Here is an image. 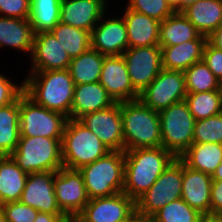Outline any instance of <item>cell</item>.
<instances>
[{
  "label": "cell",
  "instance_id": "74e56055",
  "mask_svg": "<svg viewBox=\"0 0 222 222\" xmlns=\"http://www.w3.org/2000/svg\"><path fill=\"white\" fill-rule=\"evenodd\" d=\"M0 212L7 222H34L39 211L21 201H15L0 205Z\"/></svg>",
  "mask_w": 222,
  "mask_h": 222
},
{
  "label": "cell",
  "instance_id": "5bb4252c",
  "mask_svg": "<svg viewBox=\"0 0 222 222\" xmlns=\"http://www.w3.org/2000/svg\"><path fill=\"white\" fill-rule=\"evenodd\" d=\"M79 121L98 136L111 151H124L121 102H115L109 108L85 114Z\"/></svg>",
  "mask_w": 222,
  "mask_h": 222
},
{
  "label": "cell",
  "instance_id": "277c9868",
  "mask_svg": "<svg viewBox=\"0 0 222 222\" xmlns=\"http://www.w3.org/2000/svg\"><path fill=\"white\" fill-rule=\"evenodd\" d=\"M65 168L79 170L111 150L79 120L68 119L61 142Z\"/></svg>",
  "mask_w": 222,
  "mask_h": 222
},
{
  "label": "cell",
  "instance_id": "b9f144b4",
  "mask_svg": "<svg viewBox=\"0 0 222 222\" xmlns=\"http://www.w3.org/2000/svg\"><path fill=\"white\" fill-rule=\"evenodd\" d=\"M210 196V215L222 216V181H212Z\"/></svg>",
  "mask_w": 222,
  "mask_h": 222
},
{
  "label": "cell",
  "instance_id": "d590c367",
  "mask_svg": "<svg viewBox=\"0 0 222 222\" xmlns=\"http://www.w3.org/2000/svg\"><path fill=\"white\" fill-rule=\"evenodd\" d=\"M192 143L222 144V113L196 120Z\"/></svg>",
  "mask_w": 222,
  "mask_h": 222
},
{
  "label": "cell",
  "instance_id": "1f68e13d",
  "mask_svg": "<svg viewBox=\"0 0 222 222\" xmlns=\"http://www.w3.org/2000/svg\"><path fill=\"white\" fill-rule=\"evenodd\" d=\"M50 32L56 37L71 59L91 48V32L87 30L59 22Z\"/></svg>",
  "mask_w": 222,
  "mask_h": 222
},
{
  "label": "cell",
  "instance_id": "3957f363",
  "mask_svg": "<svg viewBox=\"0 0 222 222\" xmlns=\"http://www.w3.org/2000/svg\"><path fill=\"white\" fill-rule=\"evenodd\" d=\"M124 151L162 146L159 112L140 100L121 102Z\"/></svg>",
  "mask_w": 222,
  "mask_h": 222
},
{
  "label": "cell",
  "instance_id": "8d00e7d4",
  "mask_svg": "<svg viewBox=\"0 0 222 222\" xmlns=\"http://www.w3.org/2000/svg\"><path fill=\"white\" fill-rule=\"evenodd\" d=\"M127 7L162 22L174 13L166 0H129Z\"/></svg>",
  "mask_w": 222,
  "mask_h": 222
},
{
  "label": "cell",
  "instance_id": "f546056e",
  "mask_svg": "<svg viewBox=\"0 0 222 222\" xmlns=\"http://www.w3.org/2000/svg\"><path fill=\"white\" fill-rule=\"evenodd\" d=\"M20 140L19 98L0 107V156H10Z\"/></svg>",
  "mask_w": 222,
  "mask_h": 222
},
{
  "label": "cell",
  "instance_id": "4316f807",
  "mask_svg": "<svg viewBox=\"0 0 222 222\" xmlns=\"http://www.w3.org/2000/svg\"><path fill=\"white\" fill-rule=\"evenodd\" d=\"M179 158L189 168L212 176L222 163V144L192 143Z\"/></svg>",
  "mask_w": 222,
  "mask_h": 222
},
{
  "label": "cell",
  "instance_id": "6da1fadb",
  "mask_svg": "<svg viewBox=\"0 0 222 222\" xmlns=\"http://www.w3.org/2000/svg\"><path fill=\"white\" fill-rule=\"evenodd\" d=\"M125 172L123 192L136 201L176 159L164 147L137 148L124 151Z\"/></svg>",
  "mask_w": 222,
  "mask_h": 222
},
{
  "label": "cell",
  "instance_id": "603a6c76",
  "mask_svg": "<svg viewBox=\"0 0 222 222\" xmlns=\"http://www.w3.org/2000/svg\"><path fill=\"white\" fill-rule=\"evenodd\" d=\"M208 37L200 35L195 40L186 41L174 46H160L162 67L167 70L185 71L203 59V50Z\"/></svg>",
  "mask_w": 222,
  "mask_h": 222
},
{
  "label": "cell",
  "instance_id": "cb8c5ba5",
  "mask_svg": "<svg viewBox=\"0 0 222 222\" xmlns=\"http://www.w3.org/2000/svg\"><path fill=\"white\" fill-rule=\"evenodd\" d=\"M181 13L200 34L209 37L222 24V0H199Z\"/></svg>",
  "mask_w": 222,
  "mask_h": 222
},
{
  "label": "cell",
  "instance_id": "44dd1931",
  "mask_svg": "<svg viewBox=\"0 0 222 222\" xmlns=\"http://www.w3.org/2000/svg\"><path fill=\"white\" fill-rule=\"evenodd\" d=\"M114 103L99 81L75 85L70 119L79 120L85 114L109 108Z\"/></svg>",
  "mask_w": 222,
  "mask_h": 222
},
{
  "label": "cell",
  "instance_id": "8992f818",
  "mask_svg": "<svg viewBox=\"0 0 222 222\" xmlns=\"http://www.w3.org/2000/svg\"><path fill=\"white\" fill-rule=\"evenodd\" d=\"M61 142L62 139L42 136L20 137L10 156L26 173L58 171L64 167Z\"/></svg>",
  "mask_w": 222,
  "mask_h": 222
},
{
  "label": "cell",
  "instance_id": "816d5d0a",
  "mask_svg": "<svg viewBox=\"0 0 222 222\" xmlns=\"http://www.w3.org/2000/svg\"><path fill=\"white\" fill-rule=\"evenodd\" d=\"M0 222H7L4 215L0 212Z\"/></svg>",
  "mask_w": 222,
  "mask_h": 222
},
{
  "label": "cell",
  "instance_id": "ee69618b",
  "mask_svg": "<svg viewBox=\"0 0 222 222\" xmlns=\"http://www.w3.org/2000/svg\"><path fill=\"white\" fill-rule=\"evenodd\" d=\"M208 41L214 47L222 50V24L208 37Z\"/></svg>",
  "mask_w": 222,
  "mask_h": 222
},
{
  "label": "cell",
  "instance_id": "30bf717a",
  "mask_svg": "<svg viewBox=\"0 0 222 222\" xmlns=\"http://www.w3.org/2000/svg\"><path fill=\"white\" fill-rule=\"evenodd\" d=\"M187 95L183 71L162 68L157 77L139 95V100L156 112L184 101Z\"/></svg>",
  "mask_w": 222,
  "mask_h": 222
},
{
  "label": "cell",
  "instance_id": "52a82bcc",
  "mask_svg": "<svg viewBox=\"0 0 222 222\" xmlns=\"http://www.w3.org/2000/svg\"><path fill=\"white\" fill-rule=\"evenodd\" d=\"M162 147L179 158L192 144L195 118L184 101L159 112Z\"/></svg>",
  "mask_w": 222,
  "mask_h": 222
},
{
  "label": "cell",
  "instance_id": "ac0fdd59",
  "mask_svg": "<svg viewBox=\"0 0 222 222\" xmlns=\"http://www.w3.org/2000/svg\"><path fill=\"white\" fill-rule=\"evenodd\" d=\"M106 0H61L59 22L89 32L105 18Z\"/></svg>",
  "mask_w": 222,
  "mask_h": 222
},
{
  "label": "cell",
  "instance_id": "c3c4849f",
  "mask_svg": "<svg viewBox=\"0 0 222 222\" xmlns=\"http://www.w3.org/2000/svg\"><path fill=\"white\" fill-rule=\"evenodd\" d=\"M199 0H180V12L186 9L189 5L196 3Z\"/></svg>",
  "mask_w": 222,
  "mask_h": 222
},
{
  "label": "cell",
  "instance_id": "e0dca14e",
  "mask_svg": "<svg viewBox=\"0 0 222 222\" xmlns=\"http://www.w3.org/2000/svg\"><path fill=\"white\" fill-rule=\"evenodd\" d=\"M30 72L68 69L71 58L51 32L34 34Z\"/></svg>",
  "mask_w": 222,
  "mask_h": 222
},
{
  "label": "cell",
  "instance_id": "4dcf8cb0",
  "mask_svg": "<svg viewBox=\"0 0 222 222\" xmlns=\"http://www.w3.org/2000/svg\"><path fill=\"white\" fill-rule=\"evenodd\" d=\"M61 0H30V16L34 34L50 32L58 23Z\"/></svg>",
  "mask_w": 222,
  "mask_h": 222
},
{
  "label": "cell",
  "instance_id": "83f0119b",
  "mask_svg": "<svg viewBox=\"0 0 222 222\" xmlns=\"http://www.w3.org/2000/svg\"><path fill=\"white\" fill-rule=\"evenodd\" d=\"M200 32L181 13L174 12L160 23L159 46H174L195 40Z\"/></svg>",
  "mask_w": 222,
  "mask_h": 222
},
{
  "label": "cell",
  "instance_id": "4fadbf2b",
  "mask_svg": "<svg viewBox=\"0 0 222 222\" xmlns=\"http://www.w3.org/2000/svg\"><path fill=\"white\" fill-rule=\"evenodd\" d=\"M134 89L140 94L160 73V46L131 47L122 54Z\"/></svg>",
  "mask_w": 222,
  "mask_h": 222
},
{
  "label": "cell",
  "instance_id": "7a4b0ae2",
  "mask_svg": "<svg viewBox=\"0 0 222 222\" xmlns=\"http://www.w3.org/2000/svg\"><path fill=\"white\" fill-rule=\"evenodd\" d=\"M23 82L24 93L37 105L70 119L75 84L68 69L30 72Z\"/></svg>",
  "mask_w": 222,
  "mask_h": 222
},
{
  "label": "cell",
  "instance_id": "f6af8a7d",
  "mask_svg": "<svg viewBox=\"0 0 222 222\" xmlns=\"http://www.w3.org/2000/svg\"><path fill=\"white\" fill-rule=\"evenodd\" d=\"M198 222H222V216L219 215H202Z\"/></svg>",
  "mask_w": 222,
  "mask_h": 222
},
{
  "label": "cell",
  "instance_id": "d6986e66",
  "mask_svg": "<svg viewBox=\"0 0 222 222\" xmlns=\"http://www.w3.org/2000/svg\"><path fill=\"white\" fill-rule=\"evenodd\" d=\"M91 48L105 56L122 55L128 49V35L123 17L99 23L91 31Z\"/></svg>",
  "mask_w": 222,
  "mask_h": 222
},
{
  "label": "cell",
  "instance_id": "f35d334b",
  "mask_svg": "<svg viewBox=\"0 0 222 222\" xmlns=\"http://www.w3.org/2000/svg\"><path fill=\"white\" fill-rule=\"evenodd\" d=\"M0 16L29 19L30 0H0Z\"/></svg>",
  "mask_w": 222,
  "mask_h": 222
},
{
  "label": "cell",
  "instance_id": "836d02e7",
  "mask_svg": "<svg viewBox=\"0 0 222 222\" xmlns=\"http://www.w3.org/2000/svg\"><path fill=\"white\" fill-rule=\"evenodd\" d=\"M186 92L201 93L222 89V83L217 79L207 64L201 60L184 71Z\"/></svg>",
  "mask_w": 222,
  "mask_h": 222
},
{
  "label": "cell",
  "instance_id": "ba28073f",
  "mask_svg": "<svg viewBox=\"0 0 222 222\" xmlns=\"http://www.w3.org/2000/svg\"><path fill=\"white\" fill-rule=\"evenodd\" d=\"M182 196V160L176 158L136 201V216L150 218L167 203Z\"/></svg>",
  "mask_w": 222,
  "mask_h": 222
},
{
  "label": "cell",
  "instance_id": "ab89813d",
  "mask_svg": "<svg viewBox=\"0 0 222 222\" xmlns=\"http://www.w3.org/2000/svg\"><path fill=\"white\" fill-rule=\"evenodd\" d=\"M24 93V82L21 86L15 85L5 75L0 74V107L16 101Z\"/></svg>",
  "mask_w": 222,
  "mask_h": 222
},
{
  "label": "cell",
  "instance_id": "e575fe53",
  "mask_svg": "<svg viewBox=\"0 0 222 222\" xmlns=\"http://www.w3.org/2000/svg\"><path fill=\"white\" fill-rule=\"evenodd\" d=\"M202 216L182 198L167 203L150 218L154 222H198Z\"/></svg>",
  "mask_w": 222,
  "mask_h": 222
},
{
  "label": "cell",
  "instance_id": "484cf974",
  "mask_svg": "<svg viewBox=\"0 0 222 222\" xmlns=\"http://www.w3.org/2000/svg\"><path fill=\"white\" fill-rule=\"evenodd\" d=\"M27 176L11 156H0V205L20 201Z\"/></svg>",
  "mask_w": 222,
  "mask_h": 222
},
{
  "label": "cell",
  "instance_id": "d4e9b609",
  "mask_svg": "<svg viewBox=\"0 0 222 222\" xmlns=\"http://www.w3.org/2000/svg\"><path fill=\"white\" fill-rule=\"evenodd\" d=\"M34 32L28 19L0 16V48L32 52Z\"/></svg>",
  "mask_w": 222,
  "mask_h": 222
},
{
  "label": "cell",
  "instance_id": "9c48e42d",
  "mask_svg": "<svg viewBox=\"0 0 222 222\" xmlns=\"http://www.w3.org/2000/svg\"><path fill=\"white\" fill-rule=\"evenodd\" d=\"M67 120L63 114L37 105L25 93L19 97L20 137L62 139Z\"/></svg>",
  "mask_w": 222,
  "mask_h": 222
},
{
  "label": "cell",
  "instance_id": "f907efd6",
  "mask_svg": "<svg viewBox=\"0 0 222 222\" xmlns=\"http://www.w3.org/2000/svg\"><path fill=\"white\" fill-rule=\"evenodd\" d=\"M62 222H79V220L77 218H66Z\"/></svg>",
  "mask_w": 222,
  "mask_h": 222
},
{
  "label": "cell",
  "instance_id": "7402d4cb",
  "mask_svg": "<svg viewBox=\"0 0 222 222\" xmlns=\"http://www.w3.org/2000/svg\"><path fill=\"white\" fill-rule=\"evenodd\" d=\"M123 19L126 23L128 48L159 46L160 21L127 6Z\"/></svg>",
  "mask_w": 222,
  "mask_h": 222
},
{
  "label": "cell",
  "instance_id": "8fae6325",
  "mask_svg": "<svg viewBox=\"0 0 222 222\" xmlns=\"http://www.w3.org/2000/svg\"><path fill=\"white\" fill-rule=\"evenodd\" d=\"M135 217V201L124 192H119L90 199L76 218L79 222H132Z\"/></svg>",
  "mask_w": 222,
  "mask_h": 222
},
{
  "label": "cell",
  "instance_id": "60d3db41",
  "mask_svg": "<svg viewBox=\"0 0 222 222\" xmlns=\"http://www.w3.org/2000/svg\"><path fill=\"white\" fill-rule=\"evenodd\" d=\"M222 83V50L214 47L209 41L206 42L202 59Z\"/></svg>",
  "mask_w": 222,
  "mask_h": 222
},
{
  "label": "cell",
  "instance_id": "9a60e30c",
  "mask_svg": "<svg viewBox=\"0 0 222 222\" xmlns=\"http://www.w3.org/2000/svg\"><path fill=\"white\" fill-rule=\"evenodd\" d=\"M99 83L114 102L139 100L122 55L104 57Z\"/></svg>",
  "mask_w": 222,
  "mask_h": 222
},
{
  "label": "cell",
  "instance_id": "d6a6232c",
  "mask_svg": "<svg viewBox=\"0 0 222 222\" xmlns=\"http://www.w3.org/2000/svg\"><path fill=\"white\" fill-rule=\"evenodd\" d=\"M185 102L195 120L218 115L222 113V89L201 93H187Z\"/></svg>",
  "mask_w": 222,
  "mask_h": 222
},
{
  "label": "cell",
  "instance_id": "7c38bea8",
  "mask_svg": "<svg viewBox=\"0 0 222 222\" xmlns=\"http://www.w3.org/2000/svg\"><path fill=\"white\" fill-rule=\"evenodd\" d=\"M54 193L59 209L68 218H76L90 200L82 173L65 167L55 173Z\"/></svg>",
  "mask_w": 222,
  "mask_h": 222
},
{
  "label": "cell",
  "instance_id": "7bdbcfd3",
  "mask_svg": "<svg viewBox=\"0 0 222 222\" xmlns=\"http://www.w3.org/2000/svg\"><path fill=\"white\" fill-rule=\"evenodd\" d=\"M68 218L65 214H49L38 212L34 222H62Z\"/></svg>",
  "mask_w": 222,
  "mask_h": 222
},
{
  "label": "cell",
  "instance_id": "681fc988",
  "mask_svg": "<svg viewBox=\"0 0 222 222\" xmlns=\"http://www.w3.org/2000/svg\"><path fill=\"white\" fill-rule=\"evenodd\" d=\"M132 222H154L151 218H142L139 216H136Z\"/></svg>",
  "mask_w": 222,
  "mask_h": 222
},
{
  "label": "cell",
  "instance_id": "2e32d148",
  "mask_svg": "<svg viewBox=\"0 0 222 222\" xmlns=\"http://www.w3.org/2000/svg\"><path fill=\"white\" fill-rule=\"evenodd\" d=\"M57 171L28 173L20 201L39 212L64 214L56 201L54 178Z\"/></svg>",
  "mask_w": 222,
  "mask_h": 222
},
{
  "label": "cell",
  "instance_id": "f1b7e54d",
  "mask_svg": "<svg viewBox=\"0 0 222 222\" xmlns=\"http://www.w3.org/2000/svg\"><path fill=\"white\" fill-rule=\"evenodd\" d=\"M105 55L97 50L88 49L69 63V73L75 85L95 83L100 80Z\"/></svg>",
  "mask_w": 222,
  "mask_h": 222
},
{
  "label": "cell",
  "instance_id": "5b68a950",
  "mask_svg": "<svg viewBox=\"0 0 222 222\" xmlns=\"http://www.w3.org/2000/svg\"><path fill=\"white\" fill-rule=\"evenodd\" d=\"M89 199L107 197L123 192L125 154L110 151L105 156L79 169Z\"/></svg>",
  "mask_w": 222,
  "mask_h": 222
},
{
  "label": "cell",
  "instance_id": "ffe728a7",
  "mask_svg": "<svg viewBox=\"0 0 222 222\" xmlns=\"http://www.w3.org/2000/svg\"><path fill=\"white\" fill-rule=\"evenodd\" d=\"M211 175L189 168L182 161V196L193 209L202 215L210 214Z\"/></svg>",
  "mask_w": 222,
  "mask_h": 222
},
{
  "label": "cell",
  "instance_id": "bcb514c9",
  "mask_svg": "<svg viewBox=\"0 0 222 222\" xmlns=\"http://www.w3.org/2000/svg\"><path fill=\"white\" fill-rule=\"evenodd\" d=\"M211 177L212 180L222 181V163L217 167Z\"/></svg>",
  "mask_w": 222,
  "mask_h": 222
},
{
  "label": "cell",
  "instance_id": "7dc6e473",
  "mask_svg": "<svg viewBox=\"0 0 222 222\" xmlns=\"http://www.w3.org/2000/svg\"><path fill=\"white\" fill-rule=\"evenodd\" d=\"M174 12H180V0H166Z\"/></svg>",
  "mask_w": 222,
  "mask_h": 222
}]
</instances>
